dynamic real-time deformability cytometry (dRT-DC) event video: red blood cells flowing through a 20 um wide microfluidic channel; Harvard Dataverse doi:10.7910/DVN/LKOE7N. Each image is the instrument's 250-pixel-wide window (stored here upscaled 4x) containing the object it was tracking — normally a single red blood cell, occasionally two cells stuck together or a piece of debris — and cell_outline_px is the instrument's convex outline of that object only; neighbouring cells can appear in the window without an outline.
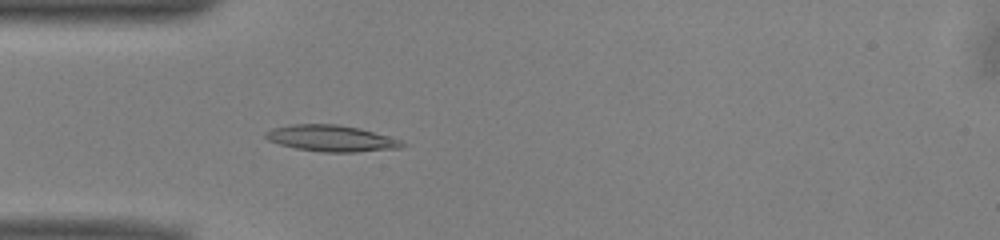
{"species": "common noctule bat (a hibernating species)", "species_latin": "Nyctalus noctula", "temperature_condition": "warm", "stored_images_in_passage": 41, "camera_frame_rate_fps": 3000, "um_per_image_px": 0.085, "animal": {"sex": "male", "body_mass_g": 13.0, "forearm_length_mm": 53.1}, "frame": {"image": 1, "passage_image": 5, "time_ms": 1.333, "image_size_px": [1000, 240], "cell_outline_px": [[408, 144], [400, 148], [356, 152], [320, 152], [296, 148], [280, 144], [268, 140], [264, 136], [264, 132], [272, 128], [292, 124], [336, 124], [360, 128], [388, 136], [400, 140]], "centroid_in_image_um": [28.16, 11.76], "position_along_channel_um": 56.8, "area_um2": 20.98}}
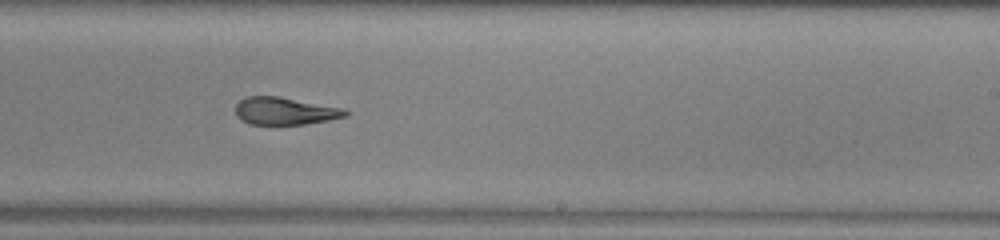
{"frame": {"image": 2, "passage_image": 21, "time_ms": 6.667, "image_size_px": [1000, 240], "cell_outline_px": [[348, 116], [328, 120], [304, 124], [248, 124], [240, 120], [236, 116], [236, 104], [244, 96], [280, 96], [340, 108], [348, 112]], "centroid_in_image_um": [24.15, 9.43], "position_along_channel_um": 264.9, "area_um2": 17.51}}
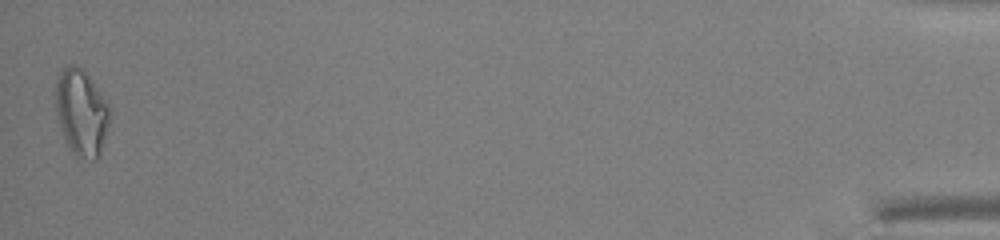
{"frame": {"image": 3, "passage_image": 41, "time_ms": 13.333, "image_size_px": [1000, 240], "cell_outline_px": [[112, 108], [108, 124], [100, 152], [96, 160], [92, 160], [76, 156], [68, 148], [60, 128], [56, 112], [56, 80], [60, 72], [68, 64], [76, 64], [88, 76]], "centroid_in_image_um": [6.91, 9.56], "position_along_channel_um": 428.3, "area_um2": 27.11}, "authors_computed_cell_mechanics": {"area_um2": 19.5364, "velocity_mm_per_s": 3.9702, "shape_relaxation_time_tau1_ms": null, "shape_relaxation_time_tau2_ms": 2.3707, "deformation_change_tau1": null, "deformation_change_tau2": 0.1212}}